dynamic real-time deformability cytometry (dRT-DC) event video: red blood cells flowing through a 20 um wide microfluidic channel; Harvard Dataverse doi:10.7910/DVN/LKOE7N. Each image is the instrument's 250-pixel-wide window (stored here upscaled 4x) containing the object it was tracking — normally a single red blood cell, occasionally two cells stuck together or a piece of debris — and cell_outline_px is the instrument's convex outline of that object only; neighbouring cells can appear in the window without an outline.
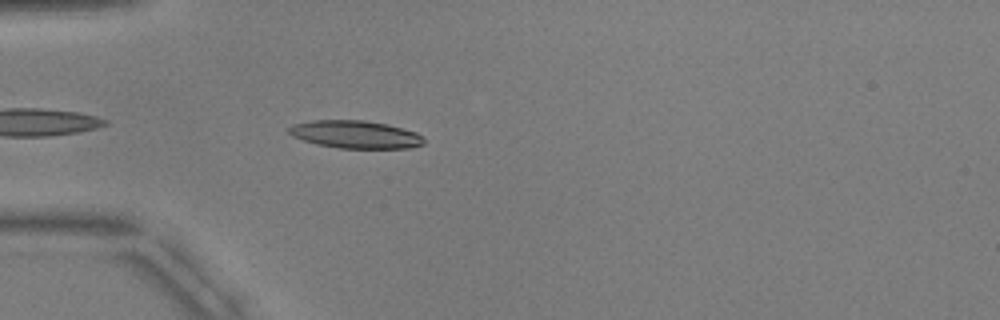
{"species": "common noctule bat (a hibernating species)", "species_latin": "Nyctalus noctula", "temperature_condition": "warm", "stored_images_in_passage": 5, "camera_frame_rate_fps": 3000, "um_per_image_px": 0.085, "animal": {"sex": "male", "body_mass_g": 17.9, "forearm_length_mm": 54.2}, "frame": {"image": 1, "passage_image": 5, "time_ms": 4.667, "image_size_px": [1000, 320], "cell_outline_px": [[424, 144], [412, 148], [340, 148], [316, 144], [292, 136], [288, 132], [288, 128], [292, 124], [312, 120], [364, 120], [388, 124], [416, 132], [424, 140]], "centroid_in_image_um": [30.2, 11.42], "position_along_channel_um": 54.8, "area_um2": 21.85}}